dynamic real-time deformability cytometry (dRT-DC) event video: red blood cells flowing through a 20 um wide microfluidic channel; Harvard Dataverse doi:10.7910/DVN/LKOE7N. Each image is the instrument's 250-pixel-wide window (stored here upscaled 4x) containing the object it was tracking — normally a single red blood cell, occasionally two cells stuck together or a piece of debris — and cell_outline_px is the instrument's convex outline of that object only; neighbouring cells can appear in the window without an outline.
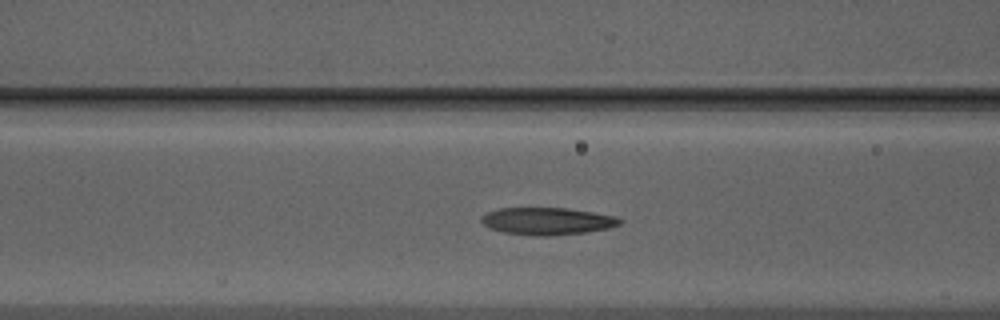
{"species": "Egyptian fruit bat (a non-hibernating species)", "species_latin": "Rousettus aegyptiacus", "temperature_condition": "warm", "stored_images_in_passage": 10, "camera_frame_rate_fps": 3000, "um_per_image_px": 0.085, "animal": {"sex": "male"}, "frame": {"image": 1, "passage_image": 10, "time_ms": 3.0, "image_size_px": [1000, 320], "cell_outline_px": [[624, 220], [620, 224], [608, 228], [588, 232], [548, 236], [532, 236], [504, 232], [488, 228], [480, 220], [480, 216], [488, 212], [500, 208], [564, 208], [592, 212], [616, 216]], "centroid_in_image_um": [46.51, 18.8], "position_along_channel_um": 120.1, "area_um2": 22.08}}